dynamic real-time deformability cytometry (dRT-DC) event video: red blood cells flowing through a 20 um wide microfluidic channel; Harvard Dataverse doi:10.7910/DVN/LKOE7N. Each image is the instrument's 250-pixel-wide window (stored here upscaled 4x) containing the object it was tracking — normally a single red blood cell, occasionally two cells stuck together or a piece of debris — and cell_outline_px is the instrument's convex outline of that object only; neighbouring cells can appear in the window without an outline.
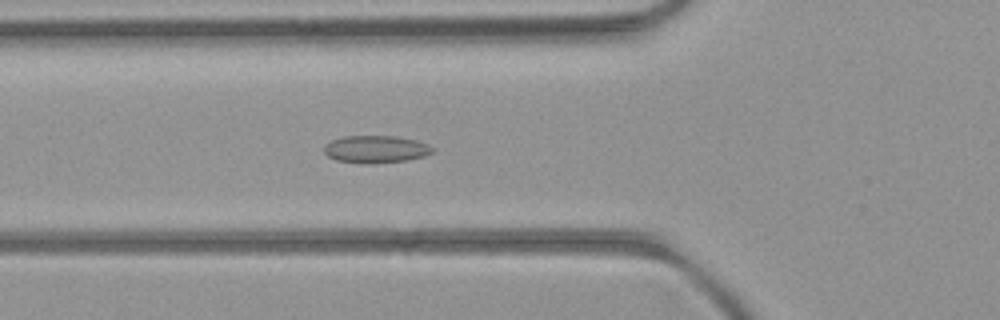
{"species": "common noctule bat (a hibernating species)", "species_latin": "Nyctalus noctula", "temperature_condition": "room temperature", "stored_images_in_passage": 32, "camera_frame_rate_fps": 3000, "um_per_image_px": 0.085, "animal": {"sex": "female", "body_mass_g": 21.9}, "frame": {"image": 1, "passage_image": 5, "time_ms": 1.333, "image_size_px": [1000, 320], "cell_outline_px": [[436, 148], [432, 152], [424, 156], [408, 160], [368, 164], [364, 164], [336, 160], [328, 156], [324, 152], [324, 144], [332, 140], [344, 136], [396, 136], [416, 140], [428, 144]], "centroid_in_image_um": [31.95, 12.68], "position_along_channel_um": 93.9, "area_um2": 17.46}}
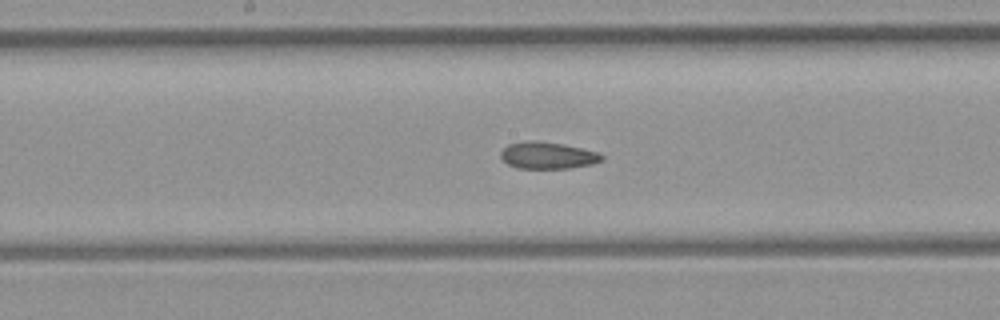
{"frame": {"image": 2, "passage_image": 13, "time_ms": 4.0, "image_size_px": [1000, 320], "cell_outline_px": [[604, 160], [592, 164], [568, 168], [516, 168], [508, 164], [500, 156], [500, 152], [508, 144], [524, 140], [536, 140], [564, 144], [600, 152], [604, 156]], "centroid_in_image_um": [46.57, 13.19], "position_along_channel_um": 201.6, "area_um2": 16.01}}
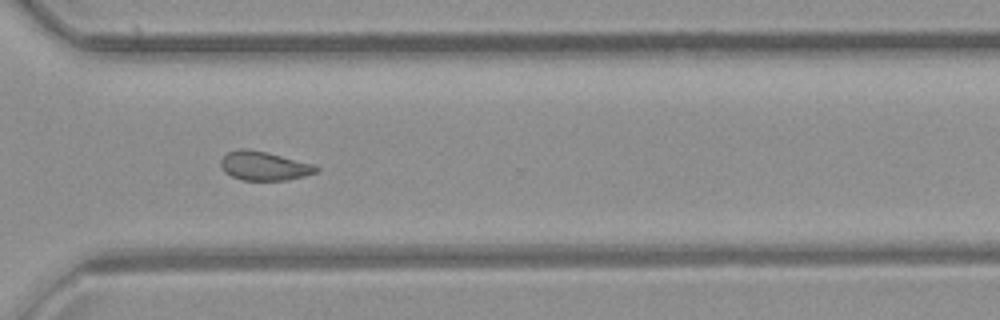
{"frame": {"image": 3, "passage_image": 24, "time_ms": 7.667, "image_size_px": [1000, 320], "cell_outline_px": [[320, 168], [316, 172], [304, 176], [288, 180], [240, 180], [224, 172], [220, 164], [220, 160], [228, 152], [240, 148], [244, 148], [264, 152], [312, 164]], "centroid_in_image_um": [22.41, 14.12], "position_along_channel_um": 348.2, "area_um2": 15.84}, "authors_computed_cell_mechanics": {"area_um2": 16.5019, "velocity_mm_per_s": 4.0058, "shape_relaxation_time_tau1_ms": null, "shape_relaxation_time_tau2_ms": 3.1468, "deformation_change_tau1": null, "deformation_change_tau2": 0.0896}}